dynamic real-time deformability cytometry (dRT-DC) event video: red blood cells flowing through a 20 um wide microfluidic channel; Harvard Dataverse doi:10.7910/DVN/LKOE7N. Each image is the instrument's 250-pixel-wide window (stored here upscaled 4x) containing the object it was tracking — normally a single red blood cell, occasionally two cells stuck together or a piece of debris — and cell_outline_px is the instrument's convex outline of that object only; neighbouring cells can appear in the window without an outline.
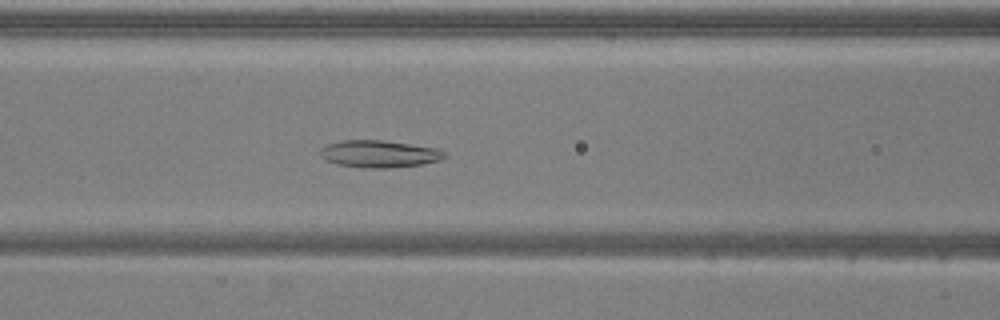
{"species": "common noctule bat (a hibernating species)", "species_latin": "Nyctalus noctula", "temperature_condition": "warm", "stored_images_in_passage": 49, "camera_frame_rate_fps": 3000, "um_per_image_px": 0.085, "animal": {"sex": "male", "body_mass_g": 20.5, "forearm_length_mm": 52.5}, "frame": {"image": 1, "passage_image": 18, "time_ms": 5.667, "image_size_px": [1000, 320], "cell_outline_px": [[448, 156], [440, 160], [424, 164], [392, 168], [364, 168], [336, 164], [324, 160], [320, 156], [320, 148], [328, 144], [340, 140], [384, 140], [436, 148], [444, 152]], "centroid_in_image_um": [32.21, 13.09], "position_along_channel_um": 134.4, "area_um2": 19.94}}
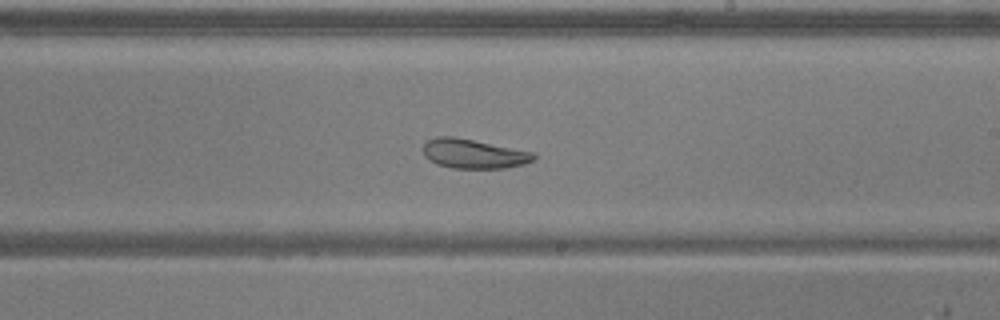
{"frame": {"image": 2, "passage_image": 27, "time_ms": 8.667, "image_size_px": [1000, 320], "cell_outline_px": [[536, 160], [524, 164], [504, 168], [452, 168], [436, 164], [424, 156], [424, 144], [428, 140], [436, 136], [452, 136], [532, 152], [536, 156]], "centroid_in_image_um": [40.24, 13.08], "position_along_channel_um": 248.8, "area_um2": 18.73}}
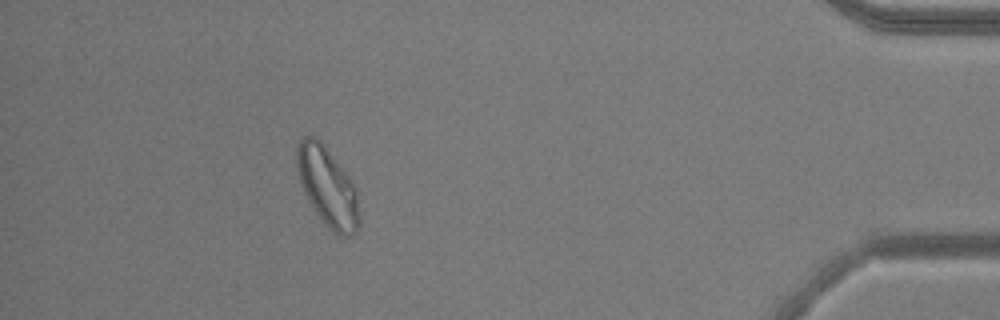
{"frame": {"image": 3, "passage_image": 44, "time_ms": 14.333, "image_size_px": [1000, 320], "cell_outline_px": [[360, 224], [356, 232], [348, 236], [340, 236], [324, 224], [308, 200], [304, 192], [296, 168], [296, 148], [300, 140], [304, 136], [316, 136], [324, 144], [352, 180], [356, 188], [360, 216]], "centroid_in_image_um": [27.85, 15.87], "position_along_channel_um": 407.3, "area_um2": 28.96}, "authors_computed_cell_mechanics": {"area_um2": 24.565, "velocity_mm_per_s": 3.8215, "shape_relaxation_time_tau1_ms": null, "shape_relaxation_time_tau2_ms": 6.1875, "deformation_change_tau1": null, "deformation_change_tau2": 0.1392}}